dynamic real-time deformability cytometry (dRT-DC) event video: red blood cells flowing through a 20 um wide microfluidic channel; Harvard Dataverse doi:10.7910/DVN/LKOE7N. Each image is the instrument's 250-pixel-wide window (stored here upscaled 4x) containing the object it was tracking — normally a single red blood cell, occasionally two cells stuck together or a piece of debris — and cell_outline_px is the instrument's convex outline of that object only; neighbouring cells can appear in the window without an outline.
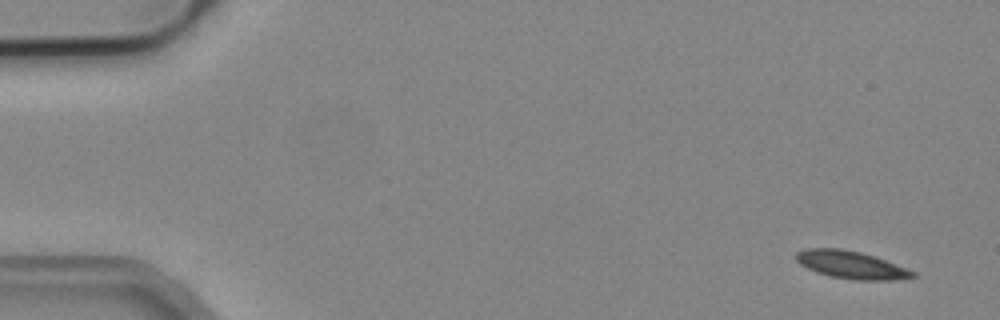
{"species": "common noctule bat (a hibernating species)", "species_latin": "Nyctalus noctula", "temperature_condition": "cold", "stored_images_in_passage": 5, "camera_frame_rate_fps": 3000, "um_per_image_px": 0.085, "animal": {"sex": "male", "body_mass_g": 19.2, "forearm_length_mm": 51.8}, "frame": {"image": 1, "passage_image": 1, "time_ms": 0.0, "image_size_px": [1000, 320], "cell_outline_px": [[916, 276], [892, 280], [856, 280], [832, 276], [816, 272], [800, 264], [796, 260], [796, 252], [804, 248], [840, 248], [860, 252], [876, 256], [916, 272]], "centroid_in_image_um": [72.34, 22.5], "position_along_channel_um": 12.7, "area_um2": 18.73}}
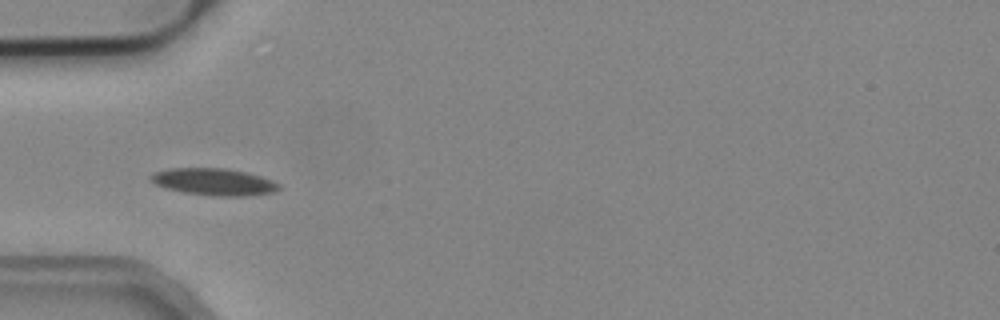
{"frame": {"image": 2, "passage_image": 5, "time_ms": 1.333, "image_size_px": [1000, 320], "cell_outline_px": [[280, 188], [272, 192], [244, 196], [212, 196], [184, 192], [168, 188], [156, 184], [148, 180], [148, 176], [152, 172], [168, 168], [224, 168], [244, 172], [260, 176], [272, 180], [280, 184]], "centroid_in_image_um": [18.12, 15.45], "position_along_channel_um": 66.9, "area_um2": 20.11}}